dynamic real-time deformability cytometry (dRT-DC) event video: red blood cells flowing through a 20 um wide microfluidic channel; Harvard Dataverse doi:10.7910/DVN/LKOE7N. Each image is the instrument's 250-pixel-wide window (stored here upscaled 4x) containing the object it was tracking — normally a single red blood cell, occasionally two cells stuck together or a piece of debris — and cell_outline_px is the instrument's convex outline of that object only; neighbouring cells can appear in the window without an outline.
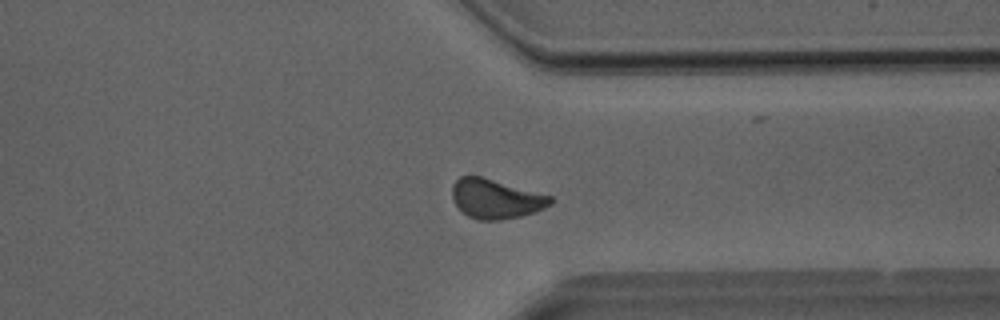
{"species": "Egyptian fruit bat (a non-hibernating species)", "species_latin": "Rousettus aegyptiacus", "temperature_condition": "room temperature", "stored_images_in_passage": 32, "camera_frame_rate_fps": 3000, "um_per_image_px": 0.085, "animal": {"sex": "male"}, "frame": {"image": 1, "passage_image": 23, "time_ms": 7.333, "image_size_px": [1000, 320], "cell_outline_px": [[556, 200], [552, 204], [536, 212], [520, 216], [500, 220], [476, 220], [468, 216], [452, 200], [452, 184], [460, 176], [480, 176], [552, 196]], "centroid_in_image_um": [42.16, 16.91], "position_along_channel_um": 369.2, "area_um2": 22.6}}
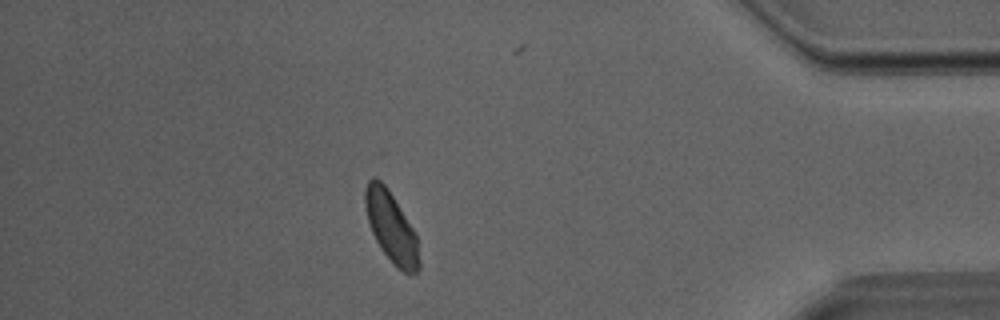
{"frame": {"image": 2, "passage_image": 27, "time_ms": 8.667, "image_size_px": [1000, 320], "cell_outline_px": [[420, 268], [416, 272], [404, 272], [396, 268], [392, 264], [380, 248], [368, 224], [364, 204], [364, 188], [368, 180], [372, 176], [376, 176], [388, 188], [416, 232], [420, 260]], "centroid_in_image_um": [33.24, 19.28], "position_along_channel_um": 402.0, "area_um2": 22.6}}